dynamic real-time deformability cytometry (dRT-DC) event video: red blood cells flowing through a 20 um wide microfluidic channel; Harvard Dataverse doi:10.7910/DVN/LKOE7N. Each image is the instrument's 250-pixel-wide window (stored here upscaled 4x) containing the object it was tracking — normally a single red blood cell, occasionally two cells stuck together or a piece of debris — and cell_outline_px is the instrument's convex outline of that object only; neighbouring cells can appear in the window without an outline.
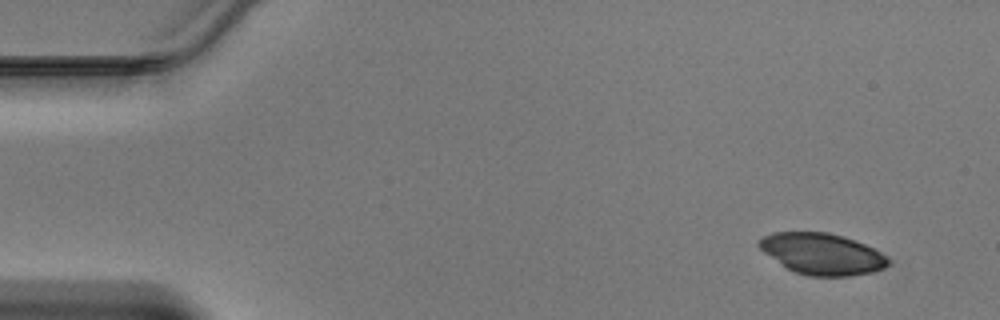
{"species": "Egyptian fruit bat (a non-hibernating species)", "species_latin": "Rousettus aegyptiacus", "temperature_condition": "warm", "stored_images_in_passage": 44, "camera_frame_rate_fps": 3000, "um_per_image_px": 0.085, "animal": {"sex": "male"}, "frame": {"image": 1, "passage_image": 2, "time_ms": 0.333, "image_size_px": [1000, 320], "cell_outline_px": [[892, 264], [884, 268], [852, 276], [808, 276], [796, 272], [788, 268], [764, 252], [756, 244], [764, 236], [772, 232], [828, 232], [844, 236], [856, 240], [872, 248], [892, 260]], "centroid_in_image_um": [69.9, 21.57], "position_along_channel_um": 15.1, "area_um2": 30.92}}
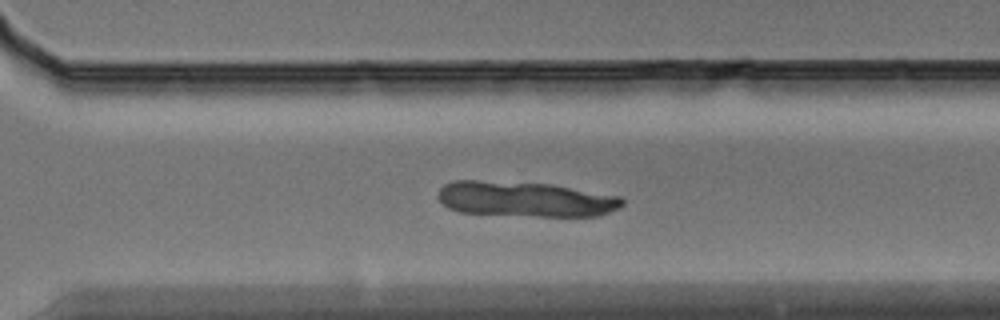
{"frame": {"image": 2, "passage_image": 31, "time_ms": 10.0, "image_size_px": [1000, 320], "cell_outline_px": [[624, 204], [620, 208], [596, 216], [540, 216], [460, 212], [448, 208], [436, 196], [436, 192], [444, 184], [452, 180], [476, 180], [552, 184], [620, 196], [624, 200]], "centroid_in_image_um": [44.63, 16.92], "position_along_channel_um": 326.0, "area_um2": 37.92}}
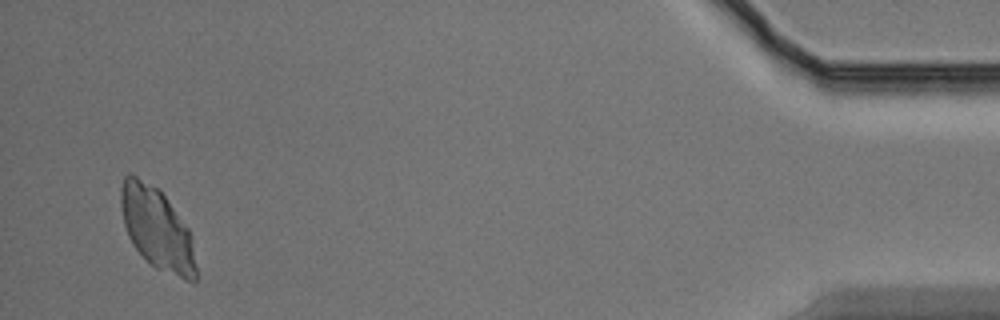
{"frame": {"image": 3, "passage_image": 43, "time_ms": 14.0, "image_size_px": [1000, 320], "cell_outline_px": [[196, 280], [192, 284], [156, 268], [132, 244], [128, 236], [124, 224], [120, 208], [120, 188], [124, 176], [128, 172], [132, 172], [160, 188], [188, 228], [192, 236], [196, 264]], "centroid_in_image_um": [13.34, 19.39], "position_along_channel_um": 421.9, "area_um2": 36.47}}